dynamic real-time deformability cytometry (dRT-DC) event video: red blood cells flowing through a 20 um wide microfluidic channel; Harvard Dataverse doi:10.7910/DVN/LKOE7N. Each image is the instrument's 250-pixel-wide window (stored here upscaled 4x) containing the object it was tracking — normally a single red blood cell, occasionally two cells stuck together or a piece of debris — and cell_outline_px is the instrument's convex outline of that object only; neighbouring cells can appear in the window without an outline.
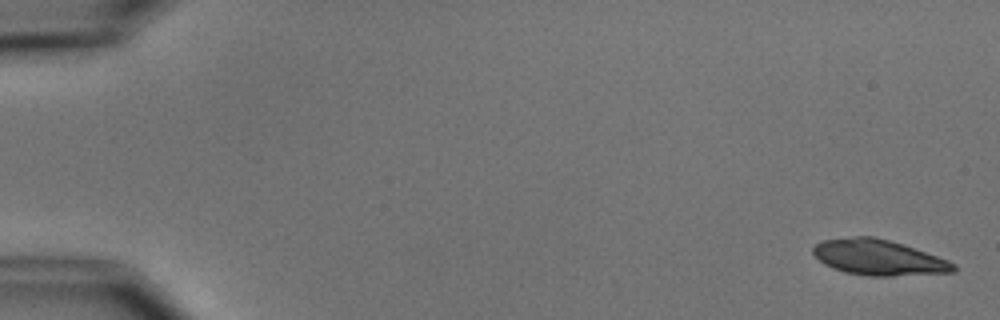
{"species": "common noctule bat (a hibernating species)", "species_latin": "Nyctalus noctula", "temperature_condition": "cold", "stored_images_in_passage": 5, "camera_frame_rate_fps": 3000, "um_per_image_px": 0.085, "animal": {"sex": "male", "body_mass_g": 15.6}, "frame": {"image": 1, "passage_image": 1, "time_ms": 0.0, "image_size_px": [1000, 320], "cell_outline_px": [[956, 272], [892, 276], [868, 276], [844, 272], [832, 268], [824, 264], [812, 252], [812, 248], [816, 244], [824, 240], [856, 236], [872, 236], [888, 240], [948, 260], [956, 264]], "centroid_in_image_um": [74.66, 21.9], "position_along_channel_um": 10.3, "area_um2": 28.78}}
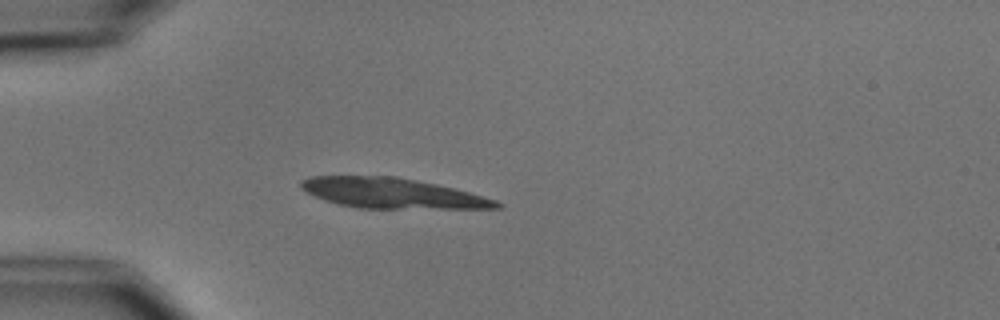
{"frame": {"image": 2, "passage_image": 5, "time_ms": 4.667, "image_size_px": [1000, 320], "cell_outline_px": [[504, 204], [500, 208], [356, 208], [324, 200], [300, 188], [300, 180], [308, 176], [396, 176], [456, 188], [496, 200]], "centroid_in_image_um": [33.32, 16.41], "position_along_channel_um": 51.7, "area_um2": 34.33}}